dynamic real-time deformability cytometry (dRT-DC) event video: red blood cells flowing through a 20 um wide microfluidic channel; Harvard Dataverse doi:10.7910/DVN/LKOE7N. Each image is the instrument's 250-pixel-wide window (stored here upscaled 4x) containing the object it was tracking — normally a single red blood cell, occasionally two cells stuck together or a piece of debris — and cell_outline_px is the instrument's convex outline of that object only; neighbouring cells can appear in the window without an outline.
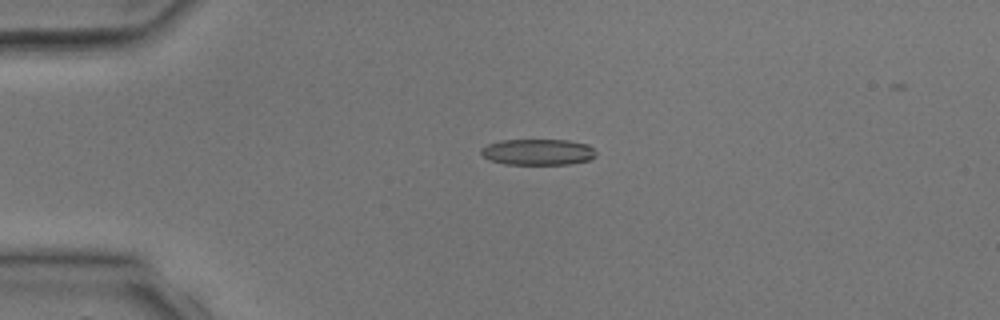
{"species": "common noctule bat (a hibernating species)", "species_latin": "Nyctalus noctula", "temperature_condition": "room temperature", "stored_images_in_passage": 2, "camera_frame_rate_fps": 3000, "um_per_image_px": 0.085, "animal": {"sex": "male", "body_mass_g": 17.9, "forearm_length_mm": 54.2}, "frame": {"image": 1, "passage_image": 1, "time_ms": 0.0, "image_size_px": [1000, 320], "cell_outline_px": [[596, 156], [588, 160], [568, 164], [504, 164], [492, 160], [484, 156], [480, 152], [480, 148], [488, 144], [500, 140], [568, 140], [588, 144], [596, 152]], "centroid_in_image_um": [45.72, 12.91], "position_along_channel_um": 39.3, "area_um2": 17.4}}
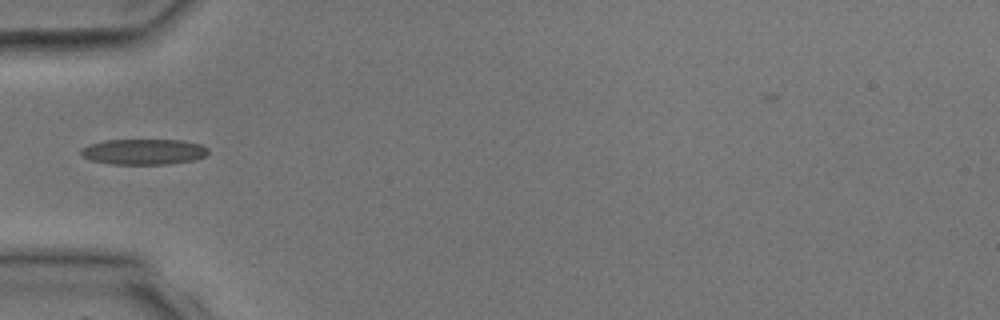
{"frame": {"image": 2, "passage_image": 2, "time_ms": 1.333, "image_size_px": [1000, 320], "cell_outline_px": [[208, 152], [204, 156], [192, 160], [168, 164], [112, 164], [92, 160], [84, 156], [80, 152], [80, 148], [88, 144], [104, 140], [184, 140], [200, 144], [208, 148]], "centroid_in_image_um": [12.2, 12.89], "position_along_channel_um": 72.8, "area_um2": 18.96}}